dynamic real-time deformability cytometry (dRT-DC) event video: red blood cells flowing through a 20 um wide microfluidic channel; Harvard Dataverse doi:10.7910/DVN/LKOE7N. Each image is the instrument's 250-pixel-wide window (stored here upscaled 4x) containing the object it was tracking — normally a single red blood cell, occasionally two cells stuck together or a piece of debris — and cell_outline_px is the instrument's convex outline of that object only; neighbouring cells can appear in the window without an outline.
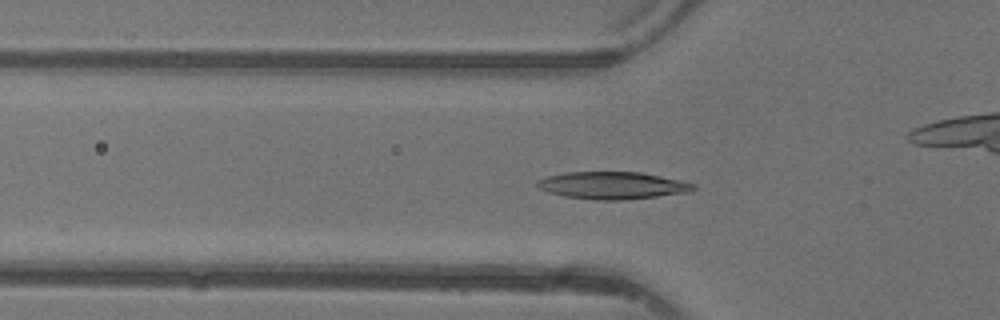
{"species": "common noctule bat (a hibernating species)", "species_latin": "Nyctalus noctula", "temperature_condition": "warm", "stored_images_in_passage": 48, "camera_frame_rate_fps": 3000, "um_per_image_px": 0.085, "animal": {"sex": "female"}, "frame": {"image": 1, "passage_image": 16, "time_ms": 5.0, "image_size_px": [1000, 320], "cell_outline_px": [[696, 188], [692, 192], [624, 200], [592, 200], [564, 196], [548, 192], [540, 188], [536, 184], [536, 180], [548, 176], [568, 172], [640, 172], [680, 180], [696, 184]], "centroid_in_image_um": [52.09, 15.77], "position_along_channel_um": 73.7, "area_um2": 24.91}}
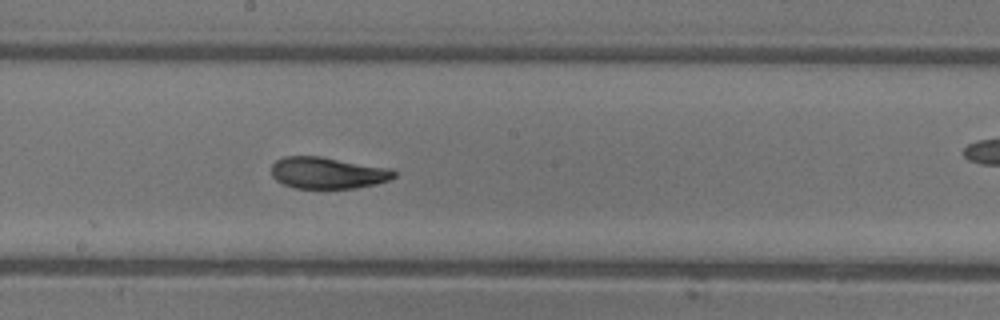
{"frame": {"image": 2, "passage_image": 26, "time_ms": 8.333, "image_size_px": [1000, 320], "cell_outline_px": [[396, 176], [388, 180], [376, 184], [356, 188], [296, 188], [284, 184], [276, 180], [272, 176], [272, 164], [276, 160], [284, 156], [320, 156], [392, 168], [396, 172]], "centroid_in_image_um": [27.87, 14.69], "position_along_channel_um": 220.3, "area_um2": 22.66}}
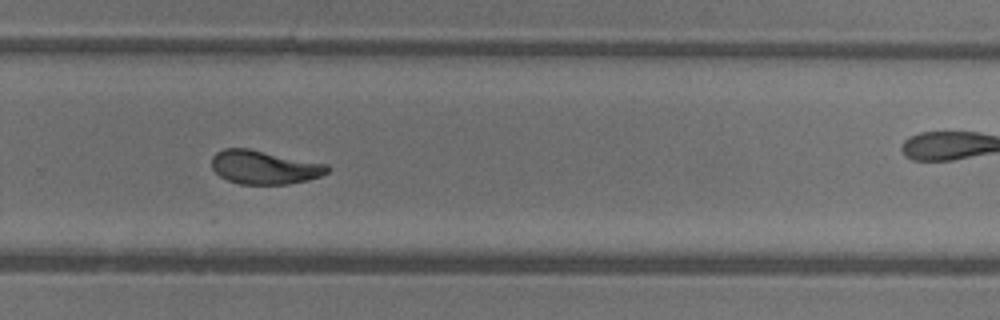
{"frame": {"image": 3, "passage_image": 32, "time_ms": 10.333, "image_size_px": [1000, 320], "cell_outline_px": [[328, 172], [320, 176], [308, 180], [288, 184], [240, 184], [228, 180], [220, 176], [212, 168], [212, 156], [216, 152], [224, 148], [248, 148], [328, 164]], "centroid_in_image_um": [22.45, 14.21], "position_along_channel_um": 307.3, "area_um2": 22.66}, "authors_computed_cell_mechanics": {"area_um2": 23.0333, "velocity_mm_per_s": 4.3777, "shape_relaxation_time_tau1_ms": 4.6626, "shape_relaxation_time_tau2_ms": 1.7722, "deformation_change_tau1": 0.1872, "deformation_change_tau2": 0.075}}